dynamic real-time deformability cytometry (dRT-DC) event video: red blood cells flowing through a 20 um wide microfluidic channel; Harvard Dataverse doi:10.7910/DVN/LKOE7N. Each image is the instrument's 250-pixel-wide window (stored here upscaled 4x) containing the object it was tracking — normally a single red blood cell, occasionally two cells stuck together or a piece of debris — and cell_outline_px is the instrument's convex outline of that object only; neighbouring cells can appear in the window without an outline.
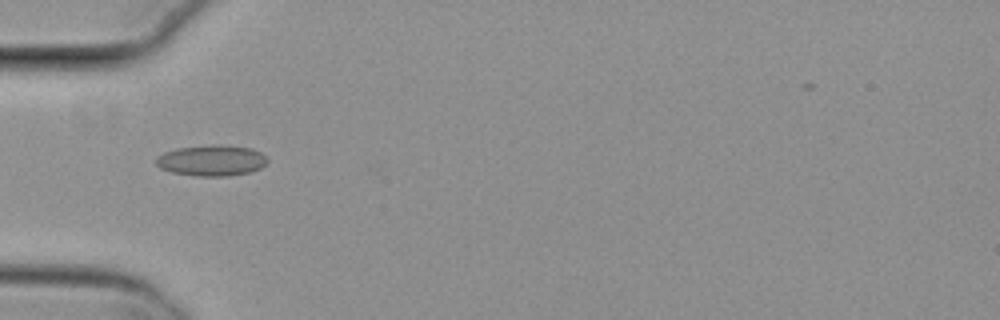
{"species": "common noctule bat (a hibernating species)", "species_latin": "Nyctalus noctula", "temperature_condition": "cold", "stored_images_in_passage": 7, "camera_frame_rate_fps": 3000, "um_per_image_px": 0.085, "animal": {"sex": "female", "body_mass_g": 29.2, "forearm_length_mm": 56.3}, "frame": {"image": 1, "passage_image": 5, "time_ms": 1.333, "image_size_px": [1000, 320], "cell_outline_px": [[268, 160], [260, 168], [248, 172], [228, 176], [196, 176], [172, 172], [160, 168], [156, 164], [156, 156], [164, 152], [176, 148], [212, 144], [220, 144], [252, 148], [260, 152]], "centroid_in_image_um": [17.95, 13.63], "position_along_channel_um": 67.0, "area_um2": 20.11}}
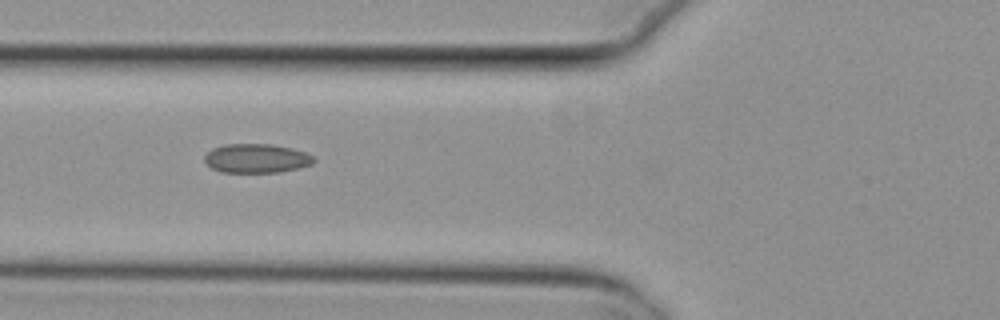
{"frame": {"image": 2, "passage_image": 6, "time_ms": 1.667, "image_size_px": [1000, 320], "cell_outline_px": [[316, 160], [312, 164], [300, 168], [280, 172], [220, 172], [212, 168], [204, 160], [204, 156], [212, 148], [224, 144], [272, 144], [292, 148], [304, 152], [312, 156]], "centroid_in_image_um": [21.8, 13.46], "position_along_channel_um": 104.0, "area_um2": 18.55}}
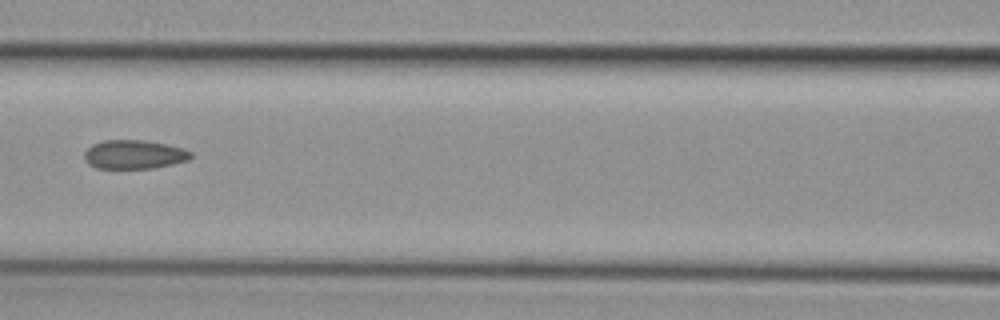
{"frame": {"image": 3, "passage_image": 7, "time_ms": 2.0, "image_size_px": [1000, 320], "cell_outline_px": [[192, 156], [188, 160], [172, 164], [152, 168], [96, 168], [88, 164], [84, 160], [84, 152], [92, 144], [104, 140], [144, 140], [184, 148], [192, 152]], "centroid_in_image_um": [11.38, 13.13], "position_along_channel_um": 155.2, "area_um2": 17.92}}